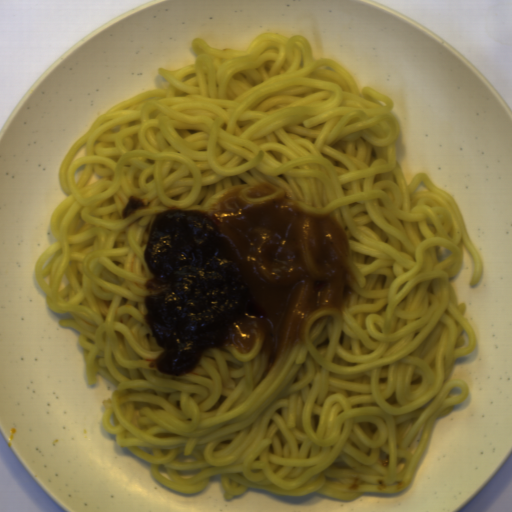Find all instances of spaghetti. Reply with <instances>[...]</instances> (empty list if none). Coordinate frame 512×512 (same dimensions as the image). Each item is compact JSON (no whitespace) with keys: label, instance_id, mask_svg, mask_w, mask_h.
Segmentation results:
<instances>
[{"label":"spaghetti","instance_id":"spaghetti-1","mask_svg":"<svg viewBox=\"0 0 512 512\" xmlns=\"http://www.w3.org/2000/svg\"><path fill=\"white\" fill-rule=\"evenodd\" d=\"M195 64L159 68L165 89L111 107L67 150L57 240L35 261L47 307L80 332L86 385L116 388L103 430L151 463L167 490L200 493L220 475L225 501L248 488L354 500L402 493L437 418L467 399L448 380L476 337L449 279L484 271L451 194L397 161L394 99L308 38L259 33L246 50L193 38ZM274 184L350 243L342 310L311 318L303 342L268 367L251 351L205 350L191 371L159 373L144 318L155 294L144 260L151 225L173 206L206 210L236 186Z\"/></svg>","mask_w":512,"mask_h":512}]
</instances>
